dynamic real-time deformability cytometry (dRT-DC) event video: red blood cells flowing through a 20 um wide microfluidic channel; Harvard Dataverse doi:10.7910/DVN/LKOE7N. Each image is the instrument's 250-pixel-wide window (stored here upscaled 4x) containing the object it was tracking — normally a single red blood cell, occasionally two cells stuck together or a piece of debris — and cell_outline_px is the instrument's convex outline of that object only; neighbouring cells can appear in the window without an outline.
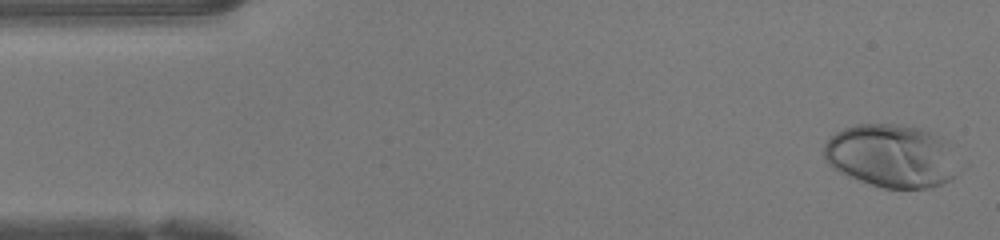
{"species": "human", "species_latin": "Homo sapiens", "temperature_condition": "warm", "stored_images_in_passage": 47, "camera_frame_rate_fps": 3000, "um_per_image_px": 0.085, "donor": {"sex": "female"}, "frame": {"image": 1, "passage_image": 1, "time_ms": 0.0, "image_size_px": [1000, 240], "cell_outline_px": [[968, 164], [956, 176], [940, 184], [928, 188], [884, 188], [860, 180], [840, 172], [832, 168], [824, 160], [824, 144], [836, 132], [844, 128], [856, 124], [900, 124], [920, 128], [932, 132], [948, 140], [968, 160]], "centroid_in_image_um": [75.97, 13.25], "position_along_channel_um": 9.0, "area_um2": 51.38}}
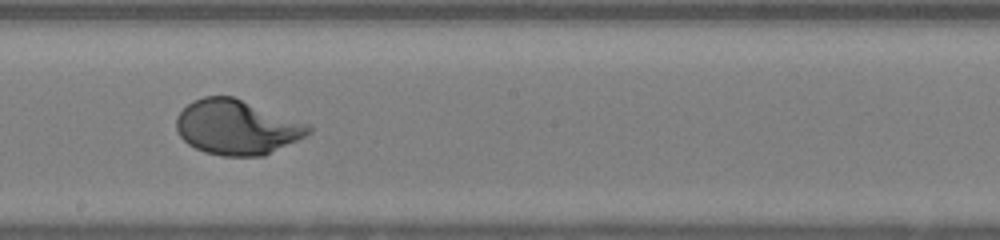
{"frame": {"image": 2, "passage_image": 25, "time_ms": 8.0, "image_size_px": [1000, 240], "cell_outline_px": [[312, 132], [308, 136], [264, 156], [224, 156], [204, 152], [188, 144], [180, 136], [176, 128], [176, 116], [192, 100], [204, 96], [232, 96], [308, 124], [312, 128]], "centroid_in_image_um": [20.13, 10.83], "position_along_channel_um": 228.1, "area_um2": 42.19}}
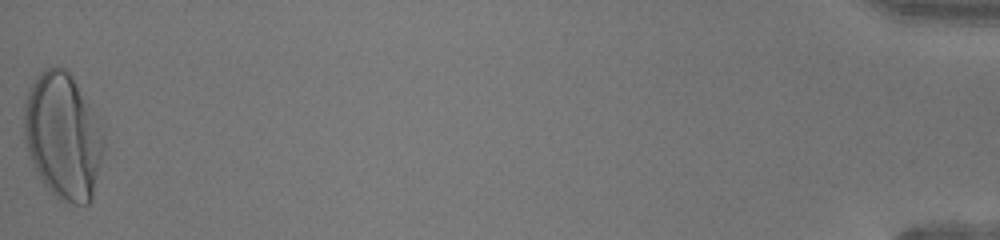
{"frame": {"image": 3, "passage_image": 47, "time_ms": 15.333, "image_size_px": [1000, 240], "cell_outline_px": [[104, 148], [92, 196], [88, 204], [72, 204], [60, 200], [40, 180], [28, 156], [24, 140], [24, 100], [36, 76], [44, 68], [68, 68], [100, 116], [104, 136]], "centroid_in_image_um": [5.37, 11.52], "position_along_channel_um": 429.8, "area_um2": 59.59}, "authors_computed_cell_mechanics": {"area_um2": 42.5408, "velocity_mm_per_s": 4.2233, "shape_relaxation_time_tau1_ms": 3.4734, "shape_relaxation_time_tau2_ms": null, "deformation_change_tau1": 0.2331, "deformation_change_tau2": null}}